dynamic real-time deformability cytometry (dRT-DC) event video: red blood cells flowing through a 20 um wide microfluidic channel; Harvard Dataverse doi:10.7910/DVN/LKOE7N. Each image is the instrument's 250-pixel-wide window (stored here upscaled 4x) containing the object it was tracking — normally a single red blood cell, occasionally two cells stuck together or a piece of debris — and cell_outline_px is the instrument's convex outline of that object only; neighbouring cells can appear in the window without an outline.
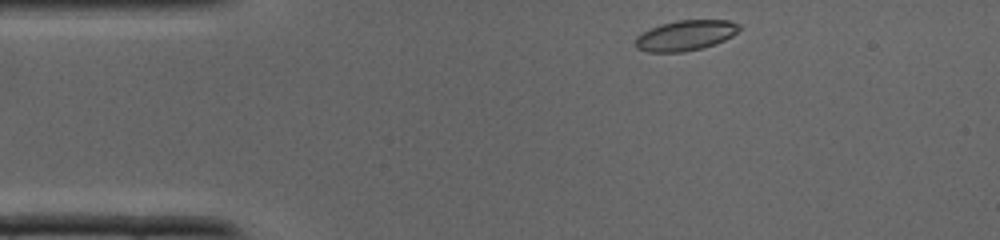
{"species": "common noctule bat (a hibernating species)", "species_latin": "Nyctalus noctula", "temperature_condition": "cold", "stored_images_in_passage": 32, "camera_frame_rate_fps": 3000, "um_per_image_px": 0.085, "animal": {"sex": "male", "body_mass_g": 19.0, "forearm_length_mm": 50.8}, "frame": {"image": 1, "passage_image": 1, "time_ms": 0.0, "image_size_px": [1000, 240], "cell_outline_px": [[740, 28], [732, 36], [724, 40], [700, 48], [684, 52], [648, 52], [636, 48], [636, 36], [660, 24], [676, 20], [728, 20], [740, 24]], "centroid_in_image_um": [58.26, 3.0], "position_along_channel_um": 26.7, "area_um2": 18.15}}
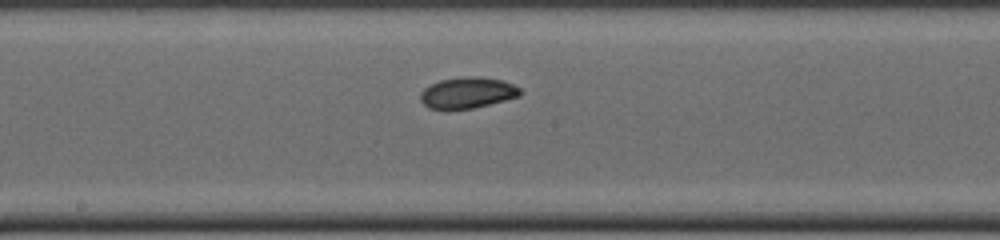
{"frame": {"image": 2, "passage_image": 14, "time_ms": 4.333, "image_size_px": [1000, 240], "cell_outline_px": [[524, 92], [520, 96], [472, 108], [428, 108], [420, 100], [420, 92], [424, 88], [440, 80], [464, 76], [480, 76], [504, 80], [520, 88]], "centroid_in_image_um": [39.76, 7.85], "position_along_channel_um": 208.4, "area_um2": 17.98}}
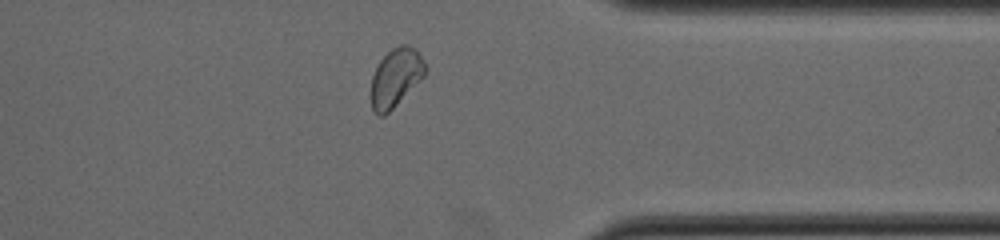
{"frame": {"image": 3, "passage_image": 24, "time_ms": 7.667, "image_size_px": [1000, 240], "cell_outline_px": [[428, 68], [424, 76], [384, 116], [376, 116], [372, 108], [372, 76], [380, 60], [392, 48], [400, 44], [408, 44], [416, 48], [424, 60]], "centroid_in_image_um": [33.66, 6.55], "position_along_channel_um": 377.7, "area_um2": 18.32}}